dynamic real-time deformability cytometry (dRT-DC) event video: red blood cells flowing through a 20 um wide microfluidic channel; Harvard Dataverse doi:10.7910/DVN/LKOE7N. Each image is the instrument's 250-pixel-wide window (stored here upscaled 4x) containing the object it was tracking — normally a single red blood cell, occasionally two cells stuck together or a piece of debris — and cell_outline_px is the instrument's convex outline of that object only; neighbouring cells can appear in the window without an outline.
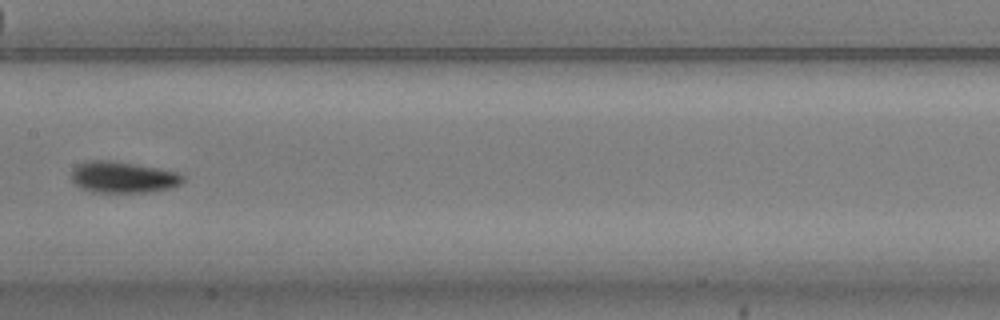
{"species": "common noctule bat (a hibernating species)", "species_latin": "Nyctalus noctula", "temperature_condition": "warm", "stored_images_in_passage": 5, "camera_frame_rate_fps": 3000, "um_per_image_px": 0.085, "animal": {"sex": "male", "body_mass_g": 20.5, "forearm_length_mm": 52.5}, "frame": {"image": 1, "passage_image": 5, "time_ms": 1.333, "image_size_px": [1000, 320], "cell_outline_px": [[184, 180], [180, 184], [172, 188], [148, 192], [92, 192], [80, 188], [72, 180], [72, 168], [76, 164], [84, 160], [112, 160], [160, 168], [180, 172], [184, 176]], "centroid_in_image_um": [10.46, 15.05], "position_along_channel_um": 196.9, "area_um2": 20.75}}